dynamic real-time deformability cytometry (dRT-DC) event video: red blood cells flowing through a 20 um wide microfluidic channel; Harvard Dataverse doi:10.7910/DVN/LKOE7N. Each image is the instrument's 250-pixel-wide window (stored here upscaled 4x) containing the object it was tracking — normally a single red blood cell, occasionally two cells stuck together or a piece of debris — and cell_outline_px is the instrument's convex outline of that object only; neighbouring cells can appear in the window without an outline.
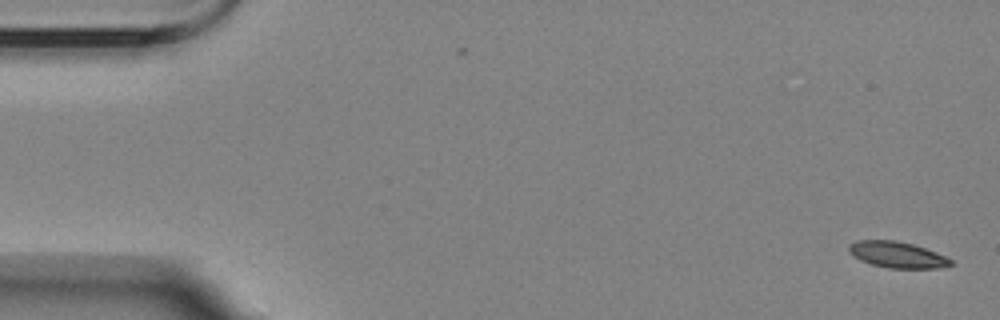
{"species": "Egyptian fruit bat (a non-hibernating species)", "species_latin": "Rousettus aegyptiacus", "temperature_condition": "room temperature", "stored_images_in_passage": 4, "camera_frame_rate_fps": 3000, "um_per_image_px": 0.085, "animal": {"sex": "female"}, "frame": {"image": 1, "passage_image": 1, "time_ms": 0.0, "image_size_px": [1000, 320], "cell_outline_px": [[952, 264], [940, 268], [888, 268], [872, 264], [860, 260], [852, 256], [848, 252], [848, 244], [856, 240], [896, 240], [912, 244], [936, 252], [952, 260]], "centroid_in_image_um": [76.21, 21.64], "position_along_channel_um": 8.8, "area_um2": 15.55}}